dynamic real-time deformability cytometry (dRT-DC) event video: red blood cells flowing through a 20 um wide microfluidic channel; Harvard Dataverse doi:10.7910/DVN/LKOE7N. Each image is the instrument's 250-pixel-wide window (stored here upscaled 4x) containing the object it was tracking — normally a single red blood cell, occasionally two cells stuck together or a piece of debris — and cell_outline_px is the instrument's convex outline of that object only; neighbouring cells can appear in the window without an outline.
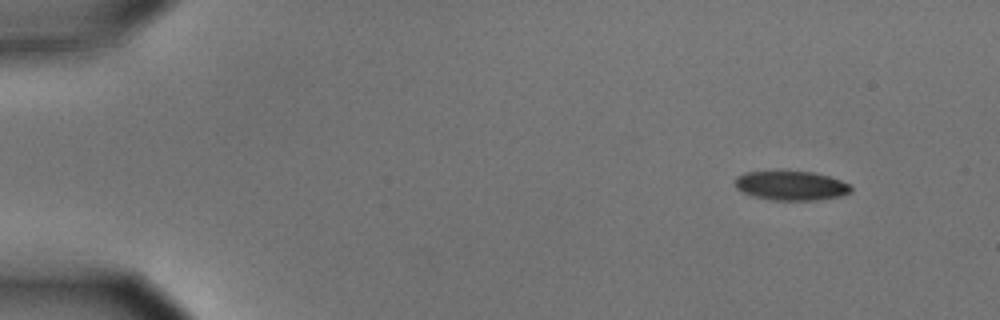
{"species": "common noctule bat (a hibernating species)", "species_latin": "Nyctalus noctula", "temperature_condition": "cold", "stored_images_in_passage": 9, "camera_frame_rate_fps": 3000, "um_per_image_px": 0.085, "animal": {"sex": "male", "body_mass_g": 15.6}, "frame": {"image": 1, "passage_image": 1, "time_ms": 0.0, "image_size_px": [1000, 320], "cell_outline_px": [[852, 192], [840, 196], [816, 200], [772, 200], [752, 196], [736, 188], [732, 180], [736, 176], [744, 172], [812, 172], [828, 176], [840, 180], [848, 184], [852, 188]], "centroid_in_image_um": [67.2, 15.79], "position_along_channel_um": 17.8, "area_um2": 19.71}}
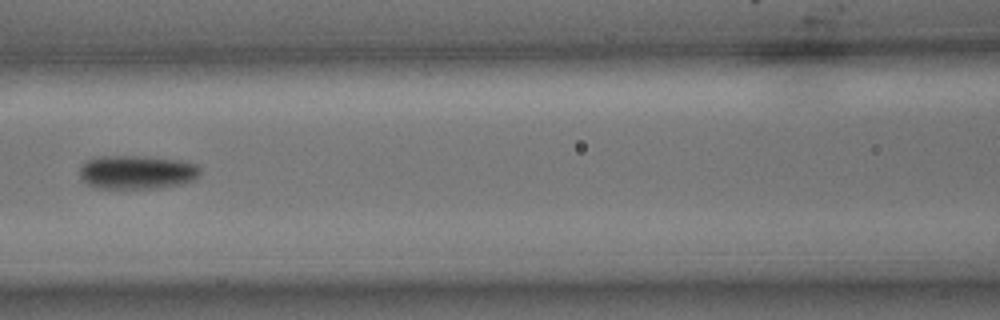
{"frame": {"image": 2, "passage_image": 6, "time_ms": 1.667, "image_size_px": [1000, 320], "cell_outline_px": [[200, 176], [192, 180], [180, 184], [164, 188], [96, 188], [88, 184], [80, 176], [80, 164], [88, 160], [100, 156], [148, 156], [180, 160], [196, 164], [200, 168]], "centroid_in_image_um": [11.65, 14.63], "position_along_channel_um": 154.9, "area_um2": 23.87}}
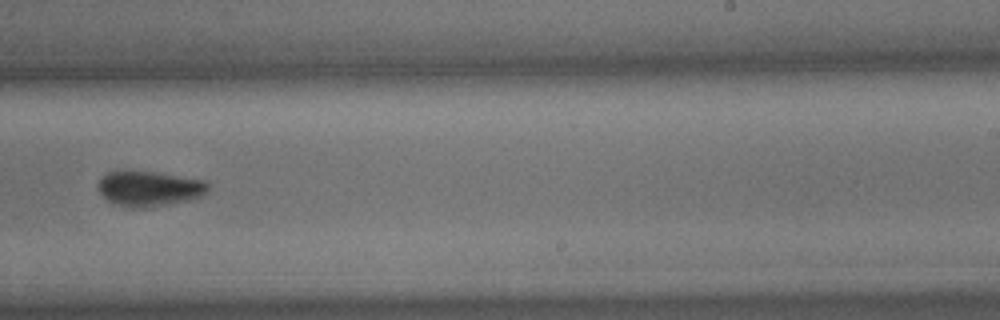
{"frame": {"image": 3, "passage_image": 9, "time_ms": 2.667, "image_size_px": [1000, 320], "cell_outline_px": [[208, 192], [200, 196], [188, 200], [144, 208], [132, 208], [116, 204], [108, 200], [96, 188], [96, 184], [108, 172], [156, 172], [208, 180]], "centroid_in_image_um": [12.71, 16.03], "position_along_channel_um": 276.3, "area_um2": 22.37}}